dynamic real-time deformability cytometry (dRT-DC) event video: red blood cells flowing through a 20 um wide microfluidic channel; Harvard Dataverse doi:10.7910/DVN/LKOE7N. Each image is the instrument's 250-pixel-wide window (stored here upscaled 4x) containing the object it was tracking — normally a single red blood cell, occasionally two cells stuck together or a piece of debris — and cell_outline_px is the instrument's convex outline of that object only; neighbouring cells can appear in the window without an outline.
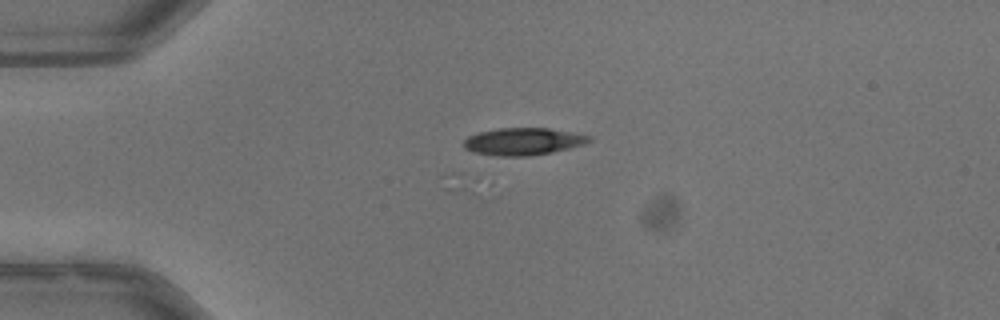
{"species": "common noctule bat (a hibernating species)", "species_latin": "Nyctalus noctula", "temperature_condition": "warm", "stored_images_in_passage": 2, "camera_frame_rate_fps": 3000, "um_per_image_px": 0.085, "animal": {"sex": "male", "body_mass_g": 13.3}, "frame": {"image": 1, "passage_image": 2, "time_ms": 0.333, "image_size_px": [1000, 320], "cell_outline_px": [[592, 140], [584, 144], [552, 152], [528, 156], [496, 156], [472, 152], [464, 148], [464, 140], [468, 136], [480, 132], [500, 128], [548, 128], [592, 136]], "centroid_in_image_um": [44.45, 12.03], "position_along_channel_um": 40.5, "area_um2": 19.83}}